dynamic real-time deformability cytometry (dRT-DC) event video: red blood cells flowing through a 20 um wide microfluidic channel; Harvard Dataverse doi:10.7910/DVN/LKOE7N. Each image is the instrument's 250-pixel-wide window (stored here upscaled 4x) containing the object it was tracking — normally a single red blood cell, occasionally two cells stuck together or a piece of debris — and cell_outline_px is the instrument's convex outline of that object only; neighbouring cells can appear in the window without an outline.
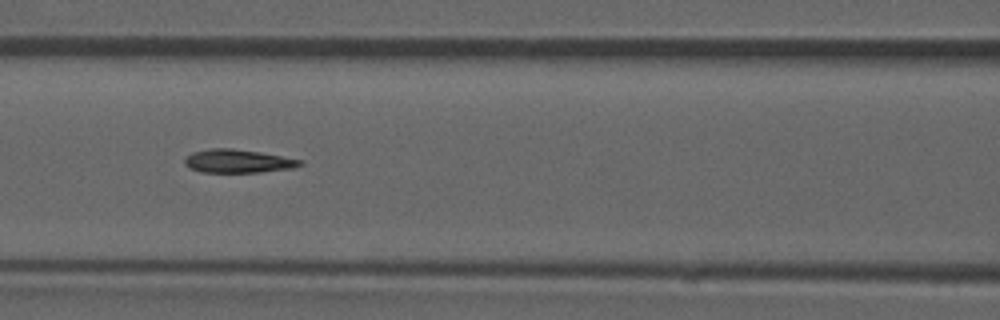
{"species": "common noctule bat (a hibernating species)", "species_latin": "Nyctalus noctula", "temperature_condition": "room temperature", "stored_images_in_passage": 52, "camera_frame_rate_fps": 3000, "um_per_image_px": 0.085, "animal": {"sex": "male", "forearm_length_mm": 52.5}, "frame": {"image": 1, "passage_image": 23, "time_ms": 7.333, "image_size_px": [1000, 320], "cell_outline_px": [[304, 164], [292, 168], [260, 172], [200, 172], [188, 168], [184, 164], [184, 160], [192, 152], [212, 148], [232, 148], [260, 152], [300, 160]], "centroid_in_image_um": [20.17, 13.7], "position_along_channel_um": 146.4, "area_um2": 15.61}, "authors_computed_cell_mechanics": {"area_um2": 15.895, "velocity_mm_per_s": 3.9362, "shape_relaxation_time_tau1_ms": null, "shape_relaxation_time_tau2_ms": 2.8371, "deformation_change_tau1": null, "deformation_change_tau2": 0.1159}}